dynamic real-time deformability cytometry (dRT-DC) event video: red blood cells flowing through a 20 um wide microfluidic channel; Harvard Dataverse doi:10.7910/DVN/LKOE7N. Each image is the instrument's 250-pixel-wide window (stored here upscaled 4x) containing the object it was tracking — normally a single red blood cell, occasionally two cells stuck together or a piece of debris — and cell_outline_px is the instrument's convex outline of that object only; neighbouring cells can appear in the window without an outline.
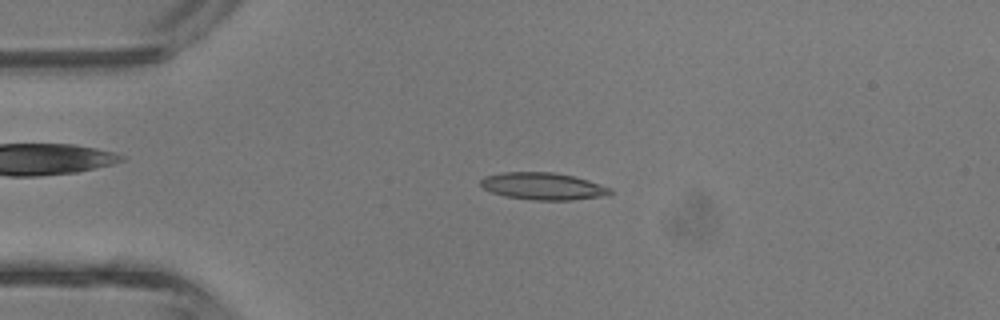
{"species": "common noctule bat (a hibernating species)", "species_latin": "Nyctalus noctula", "temperature_condition": "room temperature", "stored_images_in_passage": 42, "camera_frame_rate_fps": 3000, "um_per_image_px": 0.085, "animal": {"sex": "male", "body_mass_g": 13.3}, "frame": {"image": 1, "passage_image": 9, "time_ms": 2.667, "image_size_px": [1000, 320], "cell_outline_px": [[612, 196], [572, 200], [536, 200], [504, 196], [492, 192], [484, 188], [480, 184], [480, 180], [484, 176], [504, 172], [552, 172], [572, 176], [588, 180], [612, 188]], "centroid_in_image_um": [46.21, 15.84], "position_along_channel_um": 38.8, "area_um2": 20.63}}
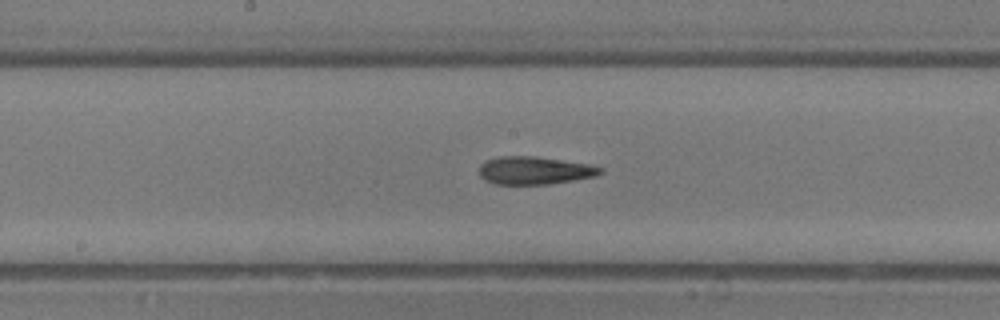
{"frame": {"image": 2, "passage_image": 21, "time_ms": 6.667, "image_size_px": [1000, 320], "cell_outline_px": [[604, 172], [596, 176], [548, 184], [492, 184], [484, 180], [480, 176], [480, 164], [484, 160], [500, 156], [536, 156], [588, 164], [604, 168]], "centroid_in_image_um": [45.41, 14.48], "position_along_channel_um": 202.8, "area_um2": 19.77}}
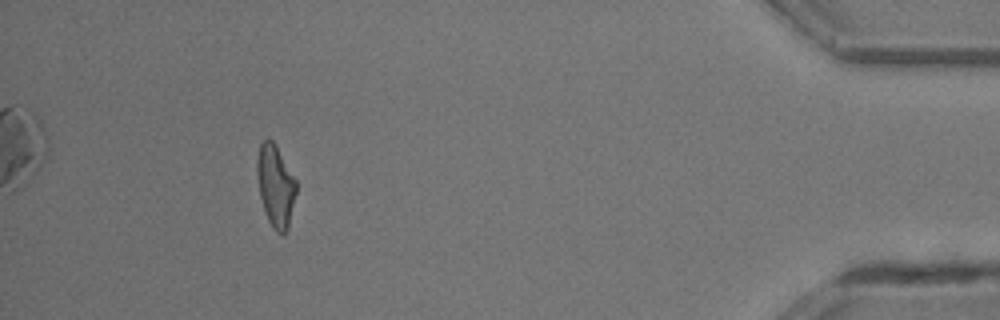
{"frame": {"image": 3, "passage_image": 38, "time_ms": 12.333, "image_size_px": [1000, 320], "cell_outline_px": [[296, 192], [288, 228], [284, 236], [276, 232], [272, 228], [268, 220], [260, 196], [256, 172], [256, 160], [260, 144], [268, 136], [276, 144], [296, 180]], "centroid_in_image_um": [23.41, 15.78], "position_along_channel_um": 411.8, "area_um2": 18.84}, "authors_computed_cell_mechanics": {"area_um2": 19.1896, "velocity_mm_per_s": 4.8363, "shape_relaxation_time_tau1_ms": 7.1217, "shape_relaxation_time_tau2_ms": 3.3755, "deformation_change_tau1": 0.2314, "deformation_change_tau2": 0.1428}}